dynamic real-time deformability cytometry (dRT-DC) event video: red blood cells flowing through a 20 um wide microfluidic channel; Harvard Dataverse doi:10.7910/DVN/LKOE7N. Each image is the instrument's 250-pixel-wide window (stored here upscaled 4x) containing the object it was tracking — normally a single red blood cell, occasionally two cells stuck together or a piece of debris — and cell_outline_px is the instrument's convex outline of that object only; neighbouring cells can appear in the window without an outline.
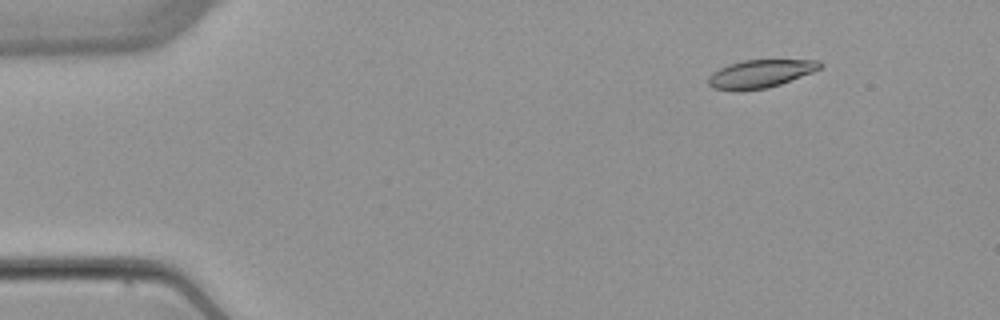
{"species": "common noctule bat (a hibernating species)", "species_latin": "Nyctalus noctula", "temperature_condition": "warm", "stored_images_in_passage": 4, "camera_frame_rate_fps": 3000, "um_per_image_px": 0.085, "animal": {"sex": "female", "body_mass_g": 22.7, "forearm_length_mm": 54.2}, "frame": {"image": 1, "passage_image": 1, "time_ms": 0.0, "image_size_px": [1000, 320], "cell_outline_px": [[824, 64], [820, 68], [812, 72], [780, 84], [768, 88], [740, 92], [736, 92], [712, 88], [708, 84], [708, 76], [712, 72], [728, 64], [744, 60], [820, 60]], "centroid_in_image_um": [64.58, 6.29], "position_along_channel_um": 20.4, "area_um2": 18.5}}
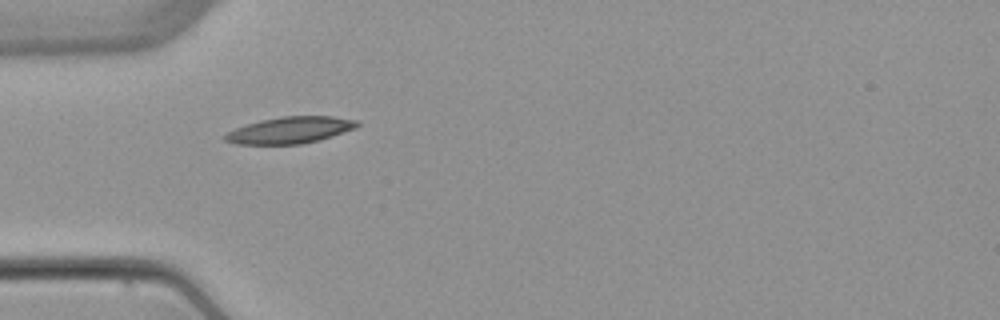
{"frame": {"image": 2, "passage_image": 3, "time_ms": 3.333, "image_size_px": [1000, 320], "cell_outline_px": [[360, 124], [356, 128], [320, 140], [300, 144], [236, 144], [224, 140], [220, 136], [236, 128], [260, 120], [280, 116], [332, 116], [356, 120]], "centroid_in_image_um": [24.64, 11.06], "position_along_channel_um": 60.4, "area_um2": 20.52}}
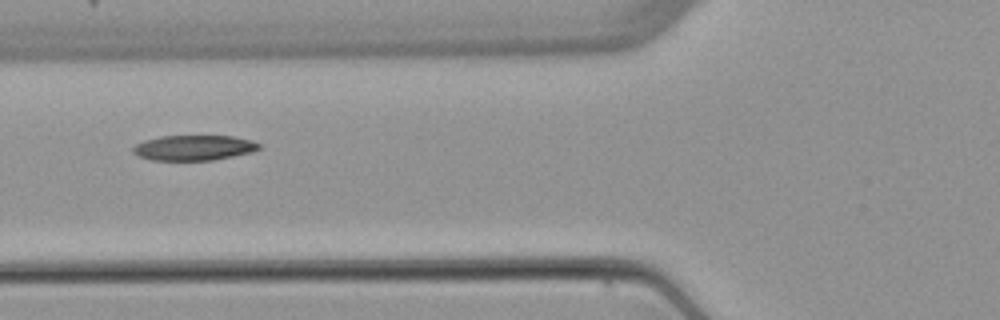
{"frame": {"image": 3, "passage_image": 4, "time_ms": 4.667, "image_size_px": [1000, 320], "cell_outline_px": [[260, 148], [252, 152], [212, 160], [152, 160], [140, 156], [132, 152], [132, 148], [136, 144], [144, 140], [160, 136], [232, 136], [252, 140], [260, 144]], "centroid_in_image_um": [16.47, 12.55], "position_along_channel_um": 109.3, "area_um2": 18.44}}